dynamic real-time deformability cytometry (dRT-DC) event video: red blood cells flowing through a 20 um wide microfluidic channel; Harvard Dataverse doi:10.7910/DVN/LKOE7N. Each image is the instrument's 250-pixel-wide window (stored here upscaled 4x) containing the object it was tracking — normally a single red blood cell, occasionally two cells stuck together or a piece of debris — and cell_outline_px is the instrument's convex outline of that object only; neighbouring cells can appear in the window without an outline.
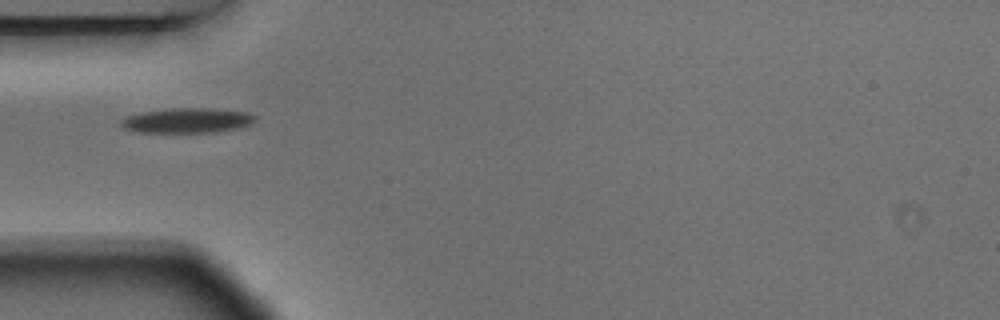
{"species": "Egyptian fruit bat (a non-hibernating species)", "species_latin": "Rousettus aegyptiacus", "temperature_condition": "warm", "stored_images_in_passage": 4, "camera_frame_rate_fps": 3000, "um_per_image_px": 0.085, "animal": {"sex": "male"}, "frame": {"image": 1, "passage_image": 1, "time_ms": 0.0, "image_size_px": [1000, 320], "cell_outline_px": [[256, 116], [248, 124], [236, 128], [216, 132], [136, 132], [124, 128], [120, 124], [120, 120], [124, 116], [144, 112], [172, 108], [212, 108], [244, 112]], "centroid_in_image_um": [15.82, 10.24], "position_along_channel_um": 69.2, "area_um2": 19.19}}
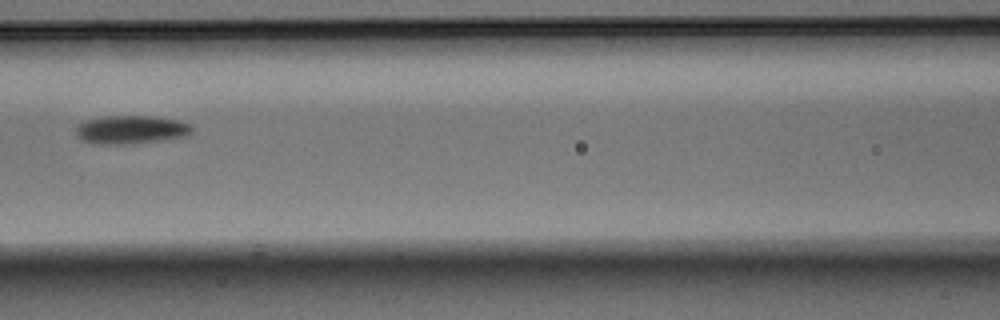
{"frame": {"image": 2, "passage_image": 3, "time_ms": 0.667, "image_size_px": [1000, 320], "cell_outline_px": [[192, 132], [188, 136], [132, 144], [92, 144], [80, 140], [76, 132], [76, 128], [84, 120], [108, 116], [148, 116], [180, 120], [192, 124]], "centroid_in_image_um": [11.15, 11.03], "position_along_channel_um": 155.5, "area_um2": 19.36}}
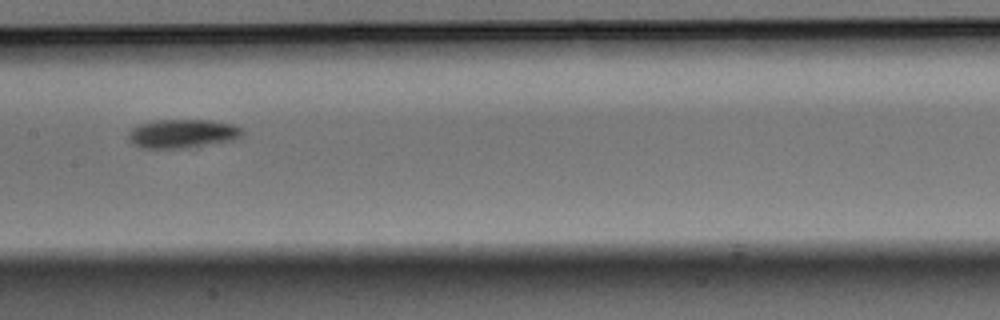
{"frame": {"image": 3, "passage_image": 4, "time_ms": 1.0, "image_size_px": [1000, 320], "cell_outline_px": [[244, 132], [236, 140], [184, 148], [140, 148], [132, 144], [128, 140], [128, 132], [132, 128], [140, 124], [152, 120], [208, 120], [232, 124], [240, 128]], "centroid_in_image_um": [15.47, 11.36], "position_along_channel_um": 191.9, "area_um2": 19.19}}